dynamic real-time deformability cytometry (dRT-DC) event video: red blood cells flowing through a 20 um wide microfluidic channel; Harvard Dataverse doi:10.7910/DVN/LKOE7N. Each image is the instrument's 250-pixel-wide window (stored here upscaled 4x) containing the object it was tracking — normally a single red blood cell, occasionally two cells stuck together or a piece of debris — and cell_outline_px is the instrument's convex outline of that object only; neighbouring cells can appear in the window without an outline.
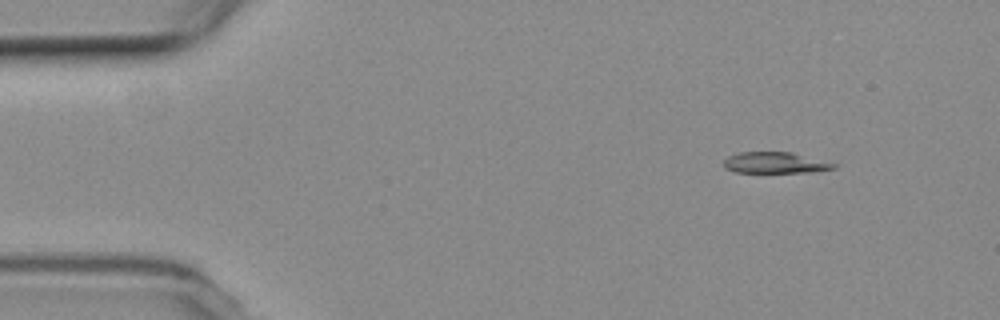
{"species": "common noctule bat (a hibernating species)", "species_latin": "Nyctalus noctula", "temperature_condition": "room temperature", "stored_images_in_passage": 6, "camera_frame_rate_fps": 3000, "um_per_image_px": 0.085, "animal": {"sex": "female", "body_mass_g": 19.3, "forearm_length_mm": 54.1}, "frame": {"image": 1, "passage_image": 2, "time_ms": 1.0, "image_size_px": [1000, 320], "cell_outline_px": [[840, 164], [836, 168], [812, 172], [736, 172], [724, 168], [724, 160], [728, 156], [740, 152], [792, 152]], "centroid_in_image_um": [65.94, 13.83], "position_along_channel_um": 19.1, "area_um2": 13.64}}
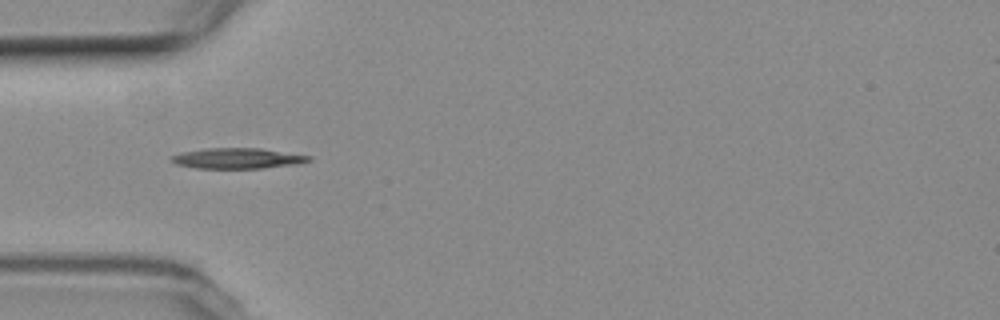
{"frame": {"image": 2, "passage_image": 5, "time_ms": 4.667, "image_size_px": [1000, 320], "cell_outline_px": [[312, 160], [300, 164], [264, 168], [196, 168], [176, 164], [172, 160], [172, 156], [184, 152], [208, 148], [260, 148], [312, 156]], "centroid_in_image_um": [20.28, 13.46], "position_along_channel_um": 64.7, "area_um2": 16.36}}
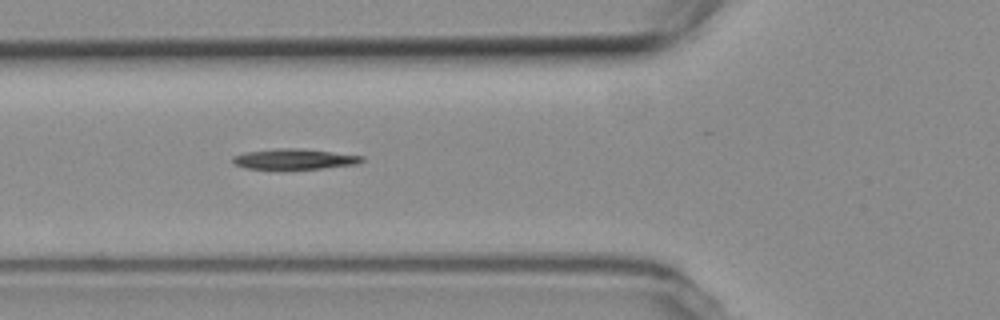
{"frame": {"image": 3, "passage_image": 6, "time_ms": 5.667, "image_size_px": [1000, 320], "cell_outline_px": [[364, 160], [356, 164], [324, 168], [244, 168], [236, 164], [232, 160], [232, 156], [244, 152], [280, 148], [296, 148], [332, 152], [364, 156]], "centroid_in_image_um": [25.02, 13.51], "position_along_channel_um": 100.8, "area_um2": 15.03}}